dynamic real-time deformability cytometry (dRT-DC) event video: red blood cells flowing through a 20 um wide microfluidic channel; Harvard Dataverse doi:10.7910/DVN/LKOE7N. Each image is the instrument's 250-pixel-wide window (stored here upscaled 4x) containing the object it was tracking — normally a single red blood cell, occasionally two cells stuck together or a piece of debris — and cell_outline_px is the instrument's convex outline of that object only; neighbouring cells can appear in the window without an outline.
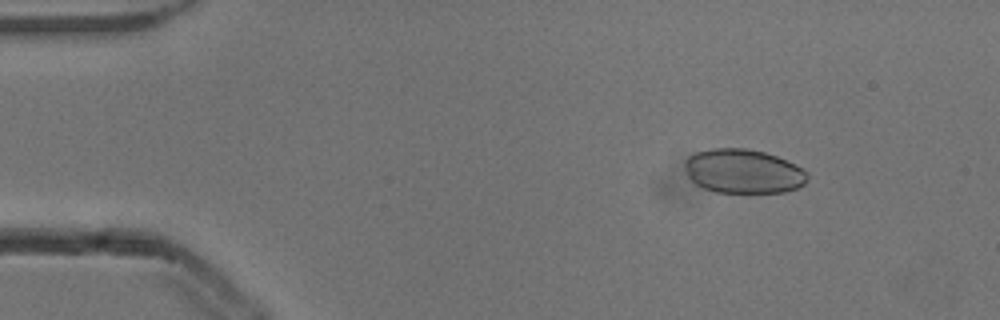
{"species": "common noctule bat (a hibernating species)", "species_latin": "Nyctalus noctula", "temperature_condition": "cold", "stored_images_in_passage": 52, "camera_frame_rate_fps": 3000, "um_per_image_px": 0.085, "animal": {"sex": "male", "body_mass_g": 13.3}, "frame": {"image": 1, "passage_image": 6, "time_ms": 1.667, "image_size_px": [1000, 320], "cell_outline_px": [[808, 176], [804, 184], [796, 188], [784, 192], [716, 192], [704, 188], [696, 184], [688, 176], [684, 164], [688, 156], [696, 152], [712, 148], [744, 148], [764, 152], [776, 156], [808, 172]], "centroid_in_image_um": [63.15, 14.55], "position_along_channel_um": 21.8, "area_um2": 31.27}}
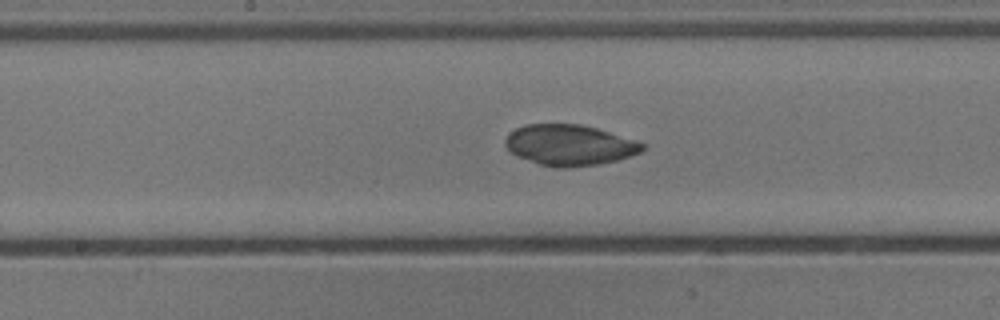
{"frame": {"image": 2, "passage_image": 26, "time_ms": 8.333, "image_size_px": [1000, 320], "cell_outline_px": [[644, 148], [640, 152], [632, 156], [616, 160], [596, 164], [568, 168], [556, 168], [540, 164], [516, 156], [504, 144], [504, 140], [516, 128], [524, 124], [580, 124], [596, 128], [644, 144]], "centroid_in_image_um": [48.37, 12.34], "position_along_channel_um": 199.8, "area_um2": 32.19}}
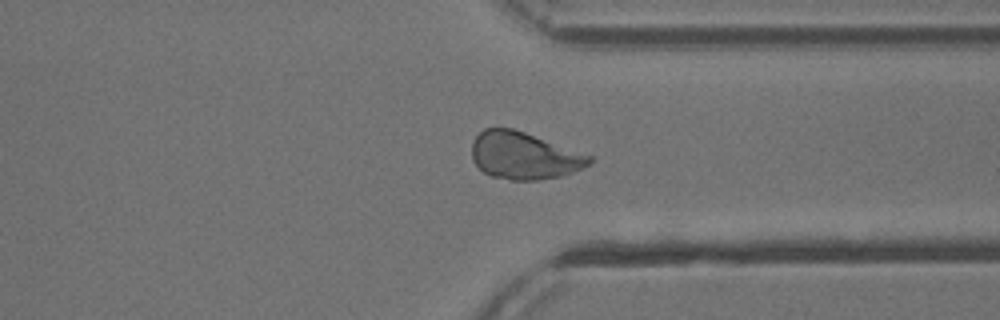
{"frame": {"image": 3, "passage_image": 39, "time_ms": 12.667, "image_size_px": [1000, 320], "cell_outline_px": [[592, 160], [584, 168], [560, 176], [540, 180], [508, 180], [492, 176], [484, 172], [472, 160], [472, 144], [476, 136], [484, 128], [512, 128], [524, 132], [592, 156]], "centroid_in_image_um": [44.52, 13.24], "position_along_channel_um": 366.9, "area_um2": 32.08}}